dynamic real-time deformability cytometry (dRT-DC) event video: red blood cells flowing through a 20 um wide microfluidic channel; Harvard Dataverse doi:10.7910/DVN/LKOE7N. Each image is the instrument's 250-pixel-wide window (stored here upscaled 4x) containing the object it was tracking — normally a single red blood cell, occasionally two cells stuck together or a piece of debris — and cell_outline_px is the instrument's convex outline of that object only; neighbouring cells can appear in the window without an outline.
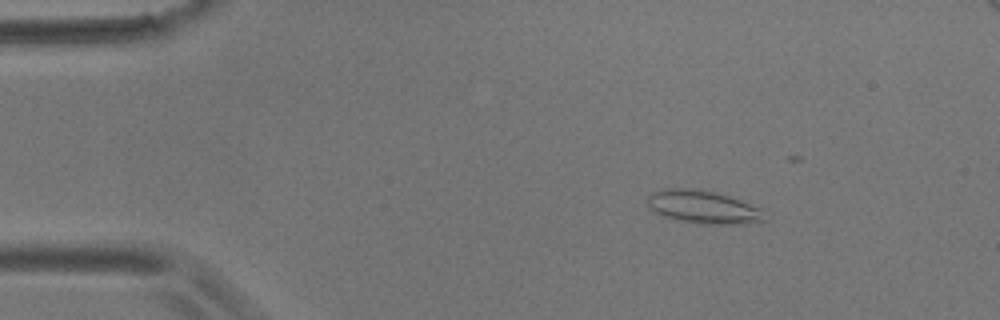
{"species": "common noctule bat (a hibernating species)", "species_latin": "Nyctalus noctula", "temperature_condition": "room temperature", "stored_images_in_passage": 5, "camera_frame_rate_fps": 3000, "um_per_image_px": 0.085, "animal": {"sex": "male", "body_mass_g": 17.9}, "frame": {"image": 1, "passage_image": 2, "time_ms": 1.333, "image_size_px": [1000, 320], "cell_outline_px": [[768, 220], [744, 224], [700, 224], [676, 220], [664, 216], [656, 212], [648, 204], [648, 192], [664, 188], [688, 188], [716, 192], [740, 200], [760, 208]], "centroid_in_image_um": [59.77, 17.6], "position_along_channel_um": 25.2, "area_um2": 22.66}}